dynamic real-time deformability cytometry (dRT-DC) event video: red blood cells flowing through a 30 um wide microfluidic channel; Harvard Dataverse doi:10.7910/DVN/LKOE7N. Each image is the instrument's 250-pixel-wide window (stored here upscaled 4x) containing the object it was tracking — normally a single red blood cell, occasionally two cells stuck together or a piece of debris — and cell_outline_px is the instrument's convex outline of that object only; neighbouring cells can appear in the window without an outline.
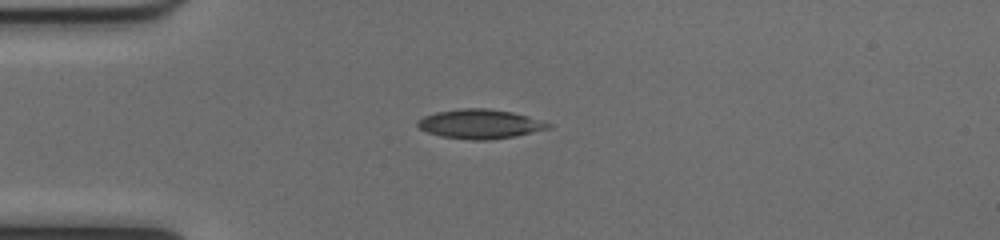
{"species": "common noctule bat (a hibernating species)", "species_latin": "Nyctalus noctula", "temperature_condition": "cold", "stored_images_in_passage": 51, "camera_frame_rate_fps": 3000, "um_per_image_px": 0.085, "animal": {"sex": "female", "body_mass_g": 17.0, "forearm_length_mm": 48.0}, "frame": {"image": 1, "passage_image": 13, "time_ms": 4.0, "image_size_px": [1000, 240], "cell_outline_px": [[552, 128], [516, 136], [488, 140], [472, 140], [440, 136], [428, 132], [420, 128], [416, 124], [416, 120], [424, 116], [436, 112], [460, 108], [488, 108], [512, 112], [552, 124]], "centroid_in_image_um": [40.78, 10.54], "position_along_channel_um": 44.2, "area_um2": 22.31}}
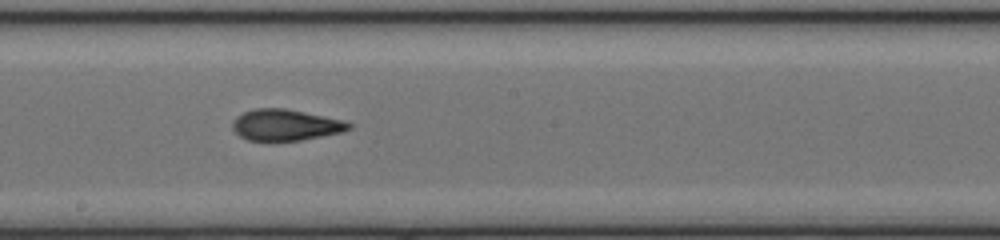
{"frame": {"image": 2, "passage_image": 28, "time_ms": 9.0, "image_size_px": [1000, 240], "cell_outline_px": [[352, 128], [340, 132], [300, 140], [248, 140], [240, 136], [232, 128], [232, 120], [236, 116], [244, 112], [256, 108], [284, 108], [344, 120], [352, 124]], "centroid_in_image_um": [24.25, 10.61], "position_along_channel_um": 224.0, "area_um2": 20.92}}
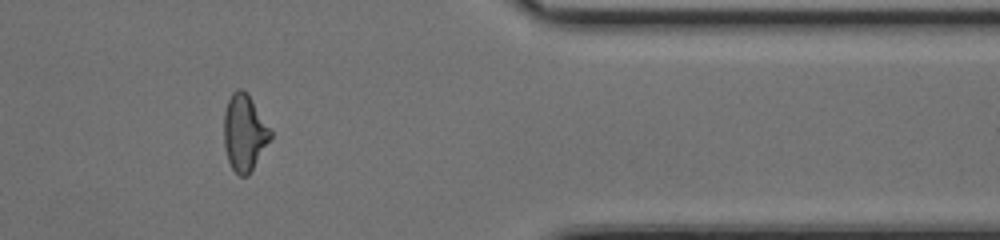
{"frame": {"image": 3, "passage_image": 42, "time_ms": 13.667, "image_size_px": [1000, 240], "cell_outline_px": [[272, 136], [248, 176], [240, 176], [232, 168], [228, 160], [224, 148], [224, 112], [228, 100], [232, 92], [236, 88], [244, 88], [248, 92], [272, 132]], "centroid_in_image_um": [20.76, 11.24], "position_along_channel_um": 390.6, "area_um2": 20.81}, "authors_computed_cell_mechanics": {"area_um2": 21.2704, "velocity_mm_per_s": 4.0309, "shape_relaxation_time_tau1_ms": null, "shape_relaxation_time_tau2_ms": 2.1156, "deformation_change_tau1": null, "deformation_change_tau2": 0.1058}}